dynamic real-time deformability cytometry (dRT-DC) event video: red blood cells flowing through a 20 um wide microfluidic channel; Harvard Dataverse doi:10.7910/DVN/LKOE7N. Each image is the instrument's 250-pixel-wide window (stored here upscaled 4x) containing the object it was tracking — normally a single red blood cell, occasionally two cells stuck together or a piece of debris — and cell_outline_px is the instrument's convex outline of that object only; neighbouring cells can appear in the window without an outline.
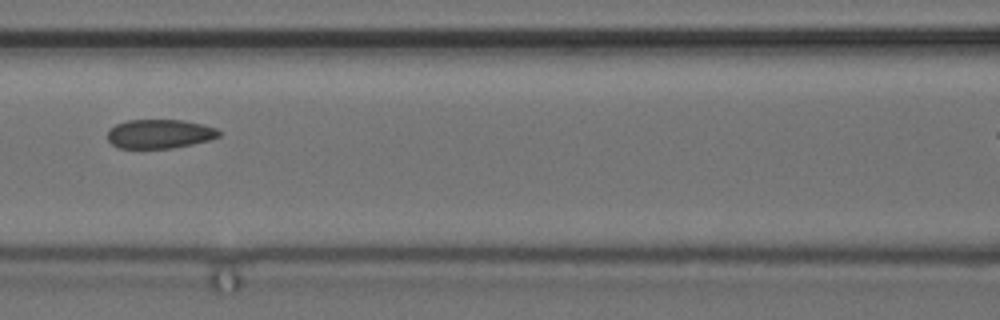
{"species": "common noctule bat (a hibernating species)", "species_latin": "Nyctalus noctula", "temperature_condition": "cold", "stored_images_in_passage": 6, "camera_frame_rate_fps": 3000, "um_per_image_px": 0.085, "animal": {"sex": "female", "body_mass_g": 24.6, "forearm_length_mm": 56.2}, "frame": {"image": 1, "passage_image": 4, "time_ms": 1.0, "image_size_px": [1000, 320], "cell_outline_px": [[220, 136], [208, 140], [192, 144], [172, 148], [116, 148], [108, 140], [108, 132], [116, 124], [128, 120], [184, 120], [216, 128], [220, 132]], "centroid_in_image_um": [13.55, 11.38], "position_along_channel_um": 153.0, "area_um2": 18.73}}
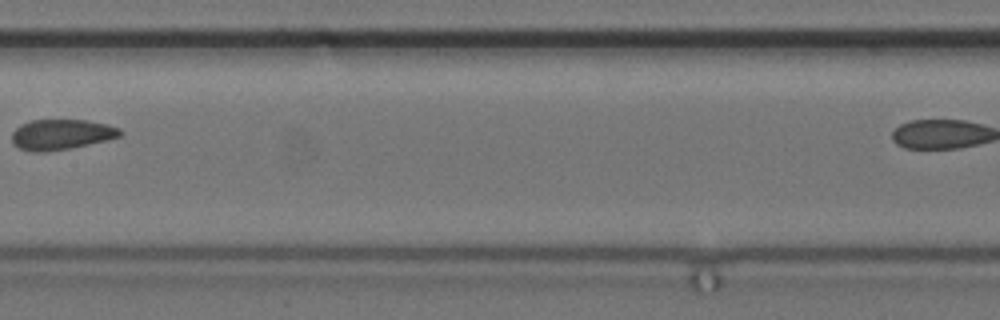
{"frame": {"image": 2, "passage_image": 5, "time_ms": 1.333, "image_size_px": [1000, 320], "cell_outline_px": [[124, 132], [120, 136], [108, 140], [68, 148], [44, 152], [36, 152], [20, 148], [12, 144], [12, 132], [20, 124], [32, 120], [88, 120], [108, 124], [120, 128]], "centroid_in_image_um": [5.23, 11.42], "position_along_channel_um": 202.2, "area_um2": 19.19}}